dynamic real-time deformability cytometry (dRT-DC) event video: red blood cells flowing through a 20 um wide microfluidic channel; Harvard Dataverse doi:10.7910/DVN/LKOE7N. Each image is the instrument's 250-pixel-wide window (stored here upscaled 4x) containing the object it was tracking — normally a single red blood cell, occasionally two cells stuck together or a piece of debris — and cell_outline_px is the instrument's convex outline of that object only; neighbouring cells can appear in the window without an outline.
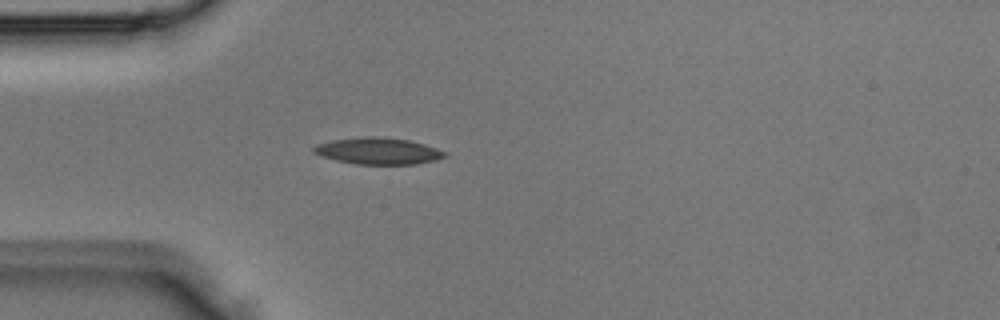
{"species": "Egyptian fruit bat (a non-hibernating species)", "species_latin": "Rousettus aegyptiacus", "temperature_condition": "room temperature", "stored_images_in_passage": 3, "camera_frame_rate_fps": 3000, "um_per_image_px": 0.085, "animal": {"sex": "male"}, "frame": {"image": 1, "passage_image": 3, "time_ms": 0.667, "image_size_px": [1000, 320], "cell_outline_px": [[448, 156], [436, 160], [416, 164], [356, 164], [336, 160], [320, 156], [312, 152], [312, 148], [316, 144], [332, 140], [364, 136], [372, 136], [408, 140], [424, 144], [448, 152]], "centroid_in_image_um": [32.13, 12.84], "position_along_channel_um": 52.9, "area_um2": 20.4}}